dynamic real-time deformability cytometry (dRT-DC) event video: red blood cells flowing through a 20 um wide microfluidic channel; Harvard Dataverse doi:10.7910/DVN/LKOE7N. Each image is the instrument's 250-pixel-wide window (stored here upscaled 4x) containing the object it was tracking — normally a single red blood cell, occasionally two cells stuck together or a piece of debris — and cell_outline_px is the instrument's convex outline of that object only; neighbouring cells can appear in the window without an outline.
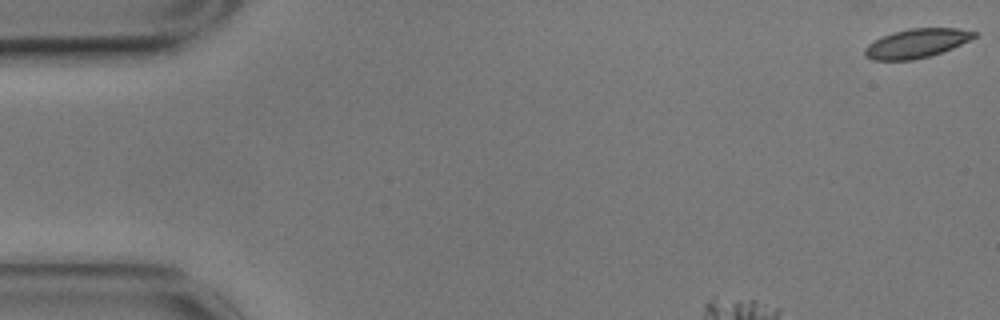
{"species": "common noctule bat (a hibernating species)", "species_latin": "Nyctalus noctula", "temperature_condition": "cold", "stored_images_in_passage": 55, "camera_frame_rate_fps": 3000, "um_per_image_px": 0.085, "animal": {"sex": "male", "body_mass_g": 17.9}, "frame": {"image": 1, "passage_image": 1, "time_ms": 0.0, "image_size_px": [1000, 320], "cell_outline_px": [[980, 32], [976, 36], [952, 48], [928, 56], [912, 60], [872, 60], [864, 56], [864, 48], [868, 44], [892, 32], [908, 28], [956, 28]], "centroid_in_image_um": [77.89, 3.67], "position_along_channel_um": 7.1, "area_um2": 18.38}}
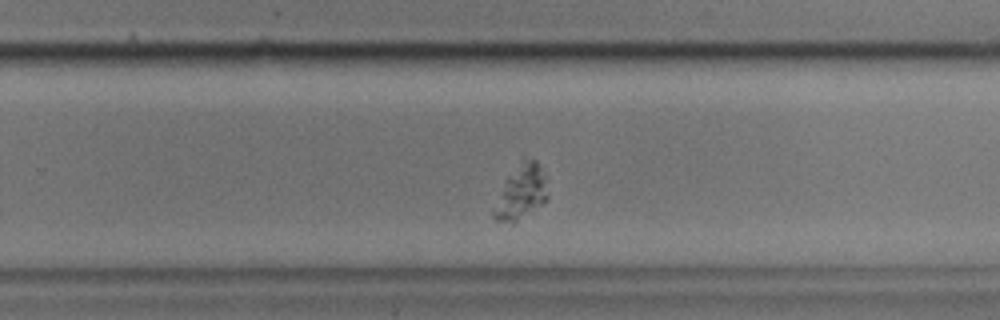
{"frame": {"image": 2, "passage_image": 32, "time_ms": 10.333, "image_size_px": [1000, 320], "cell_outline_px": [[548, 200], [512, 224], [496, 220], [492, 216], [492, 208], [504, 180], [524, 156], [536, 160], [544, 176], [548, 196]], "centroid_in_image_um": [44.25, 16.34], "position_along_channel_um": 285.5, "area_um2": 17.22}}
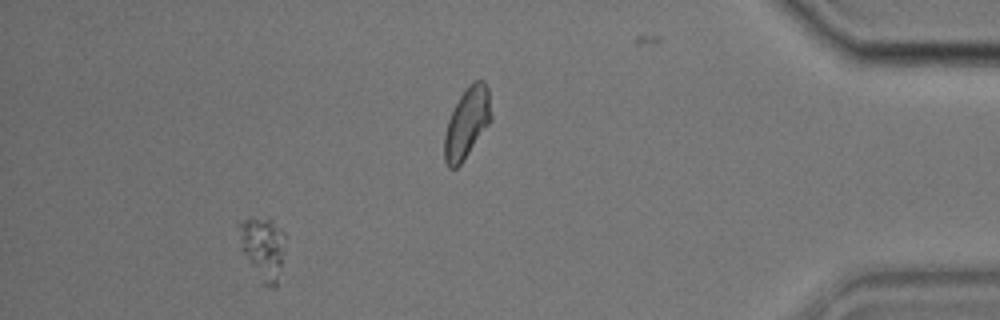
{"frame": {"image": 3, "passage_image": 49, "time_ms": 16.0, "image_size_px": [1000, 320], "cell_outline_px": [[288, 236], [276, 288], [272, 288], [264, 284], [240, 248], [236, 224], [236, 220], [248, 216], [252, 216], [272, 220]], "centroid_in_image_um": [22.33, 20.98], "position_along_channel_um": 412.9, "area_um2": 17.51}}